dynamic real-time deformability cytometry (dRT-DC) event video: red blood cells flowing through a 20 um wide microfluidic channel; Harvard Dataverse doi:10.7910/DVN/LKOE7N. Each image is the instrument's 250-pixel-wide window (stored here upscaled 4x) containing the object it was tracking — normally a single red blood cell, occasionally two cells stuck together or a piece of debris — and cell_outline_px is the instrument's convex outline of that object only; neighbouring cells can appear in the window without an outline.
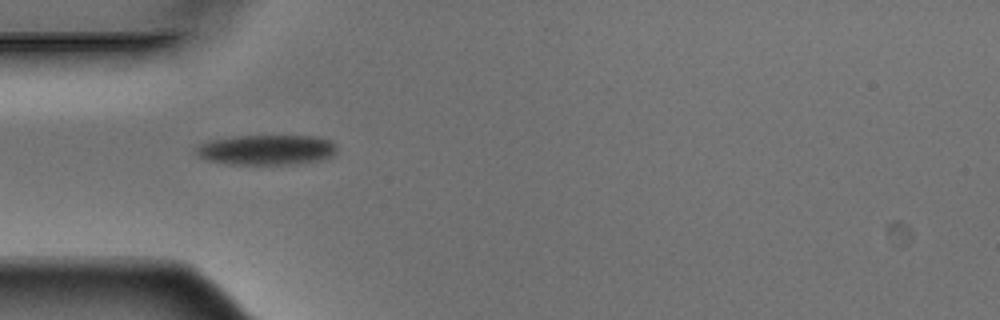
{"species": "Egyptian fruit bat (a non-hibernating species)", "species_latin": "Rousettus aegyptiacus", "temperature_condition": "warm", "stored_images_in_passage": 6, "camera_frame_rate_fps": 3000, "um_per_image_px": 0.085, "animal": {"sex": "male"}, "frame": {"image": 1, "passage_image": 3, "time_ms": 0.667, "image_size_px": [1000, 320], "cell_outline_px": [[336, 152], [332, 156], [320, 160], [300, 164], [228, 164], [208, 160], [200, 156], [196, 152], [196, 148], [200, 144], [208, 140], [232, 136], [316, 136], [328, 140], [336, 144]], "centroid_in_image_um": [22.67, 12.73], "position_along_channel_um": 62.3, "area_um2": 24.8}}
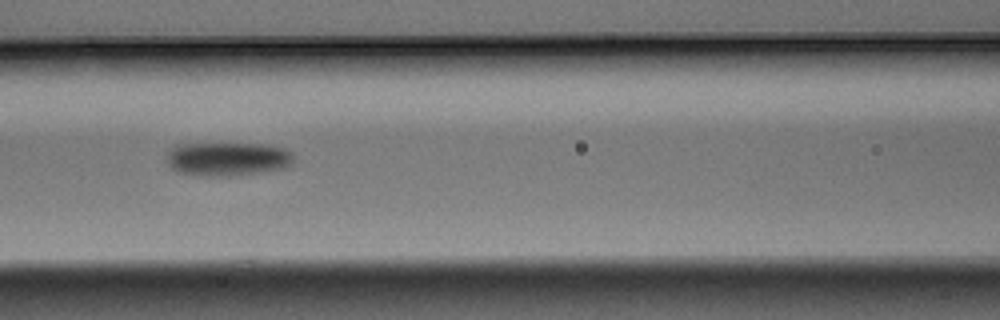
{"frame": {"image": 2, "passage_image": 5, "time_ms": 1.333, "image_size_px": [1000, 320], "cell_outline_px": [[292, 164], [284, 168], [228, 176], [208, 176], [180, 172], [172, 168], [168, 164], [168, 152], [172, 148], [184, 144], [264, 144], [284, 148], [292, 152]], "centroid_in_image_um": [19.37, 13.5], "position_along_channel_um": 147.2, "area_um2": 24.45}}
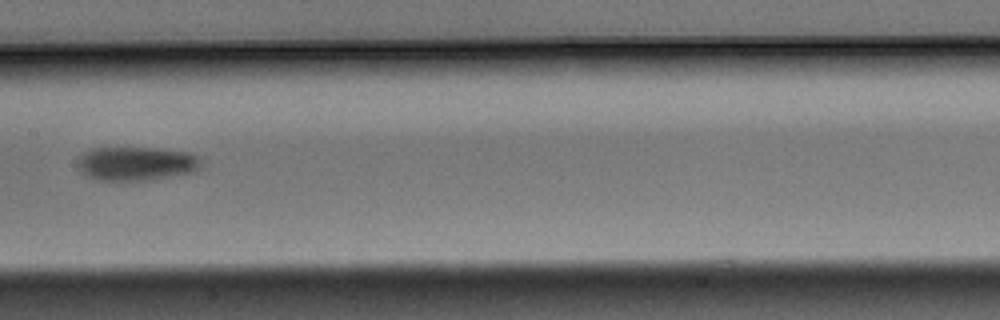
{"frame": {"image": 3, "passage_image": 6, "time_ms": 1.667, "image_size_px": [1000, 320], "cell_outline_px": [[200, 164], [196, 168], [188, 172], [164, 176], [128, 180], [104, 180], [92, 176], [84, 172], [80, 168], [80, 160], [84, 152], [92, 148], [152, 148], [184, 152], [200, 156]], "centroid_in_image_um": [11.57, 13.86], "position_along_channel_um": 195.8, "area_um2": 22.89}}